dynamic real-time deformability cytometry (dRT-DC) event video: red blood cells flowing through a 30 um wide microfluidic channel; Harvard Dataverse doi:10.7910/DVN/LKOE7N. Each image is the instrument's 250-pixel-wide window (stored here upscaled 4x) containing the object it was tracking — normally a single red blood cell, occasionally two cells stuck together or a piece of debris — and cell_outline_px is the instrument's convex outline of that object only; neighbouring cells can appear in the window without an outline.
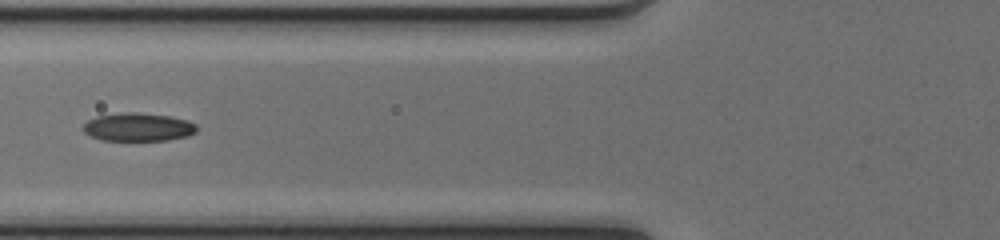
{"species": "common noctule bat (a hibernating species)", "species_latin": "Nyctalus noctula", "temperature_condition": "cold", "stored_images_in_passage": 33, "camera_frame_rate_fps": 3000, "um_per_image_px": 0.085, "animal": {"sex": "female", "body_mass_g": 17.0, "forearm_length_mm": 48.0}, "frame": {"image": 1, "passage_image": 6, "time_ms": 1.667, "image_size_px": [1000, 240], "cell_outline_px": [[196, 132], [188, 136], [168, 140], [100, 140], [84, 132], [80, 128], [88, 120], [96, 116], [124, 112], [136, 112], [168, 116], [188, 120], [196, 124]], "centroid_in_image_um": [11.72, 10.8], "position_along_channel_um": 114.1, "area_um2": 18.73}, "authors_computed_cell_mechanics": {"area_um2": 18.6694, "velocity_mm_per_s": 4.1455, "shape_relaxation_time_tau1_ms": 4.0073, "shape_relaxation_time_tau2_ms": 2.011, "deformation_change_tau1": 0.1579, "deformation_change_tau2": 0.0819}}